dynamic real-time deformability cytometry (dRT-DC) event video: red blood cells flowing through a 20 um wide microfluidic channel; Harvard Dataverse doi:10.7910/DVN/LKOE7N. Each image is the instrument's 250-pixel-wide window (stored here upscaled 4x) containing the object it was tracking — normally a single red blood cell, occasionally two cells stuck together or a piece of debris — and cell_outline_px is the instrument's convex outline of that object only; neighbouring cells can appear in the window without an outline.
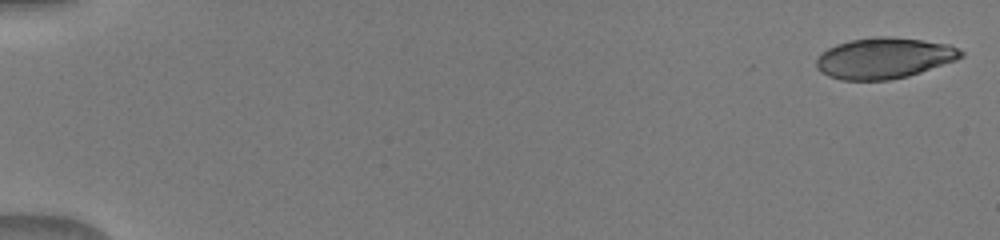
{"species": "human", "species_latin": "Homo sapiens", "temperature_condition": "warm", "stored_images_in_passage": 50, "camera_frame_rate_fps": 3000, "um_per_image_px": 0.085, "donor": {"sex": "male"}, "frame": {"image": 1, "passage_image": 1, "time_ms": 0.0, "image_size_px": [1000, 240], "cell_outline_px": [[964, 56], [956, 60], [908, 76], [888, 80], [840, 80], [828, 76], [820, 72], [816, 68], [816, 60], [820, 52], [836, 44], [852, 40], [876, 36], [892, 36], [948, 44], [964, 52]], "centroid_in_image_um": [75.11, 4.94], "position_along_channel_um": 9.9, "area_um2": 34.51}}
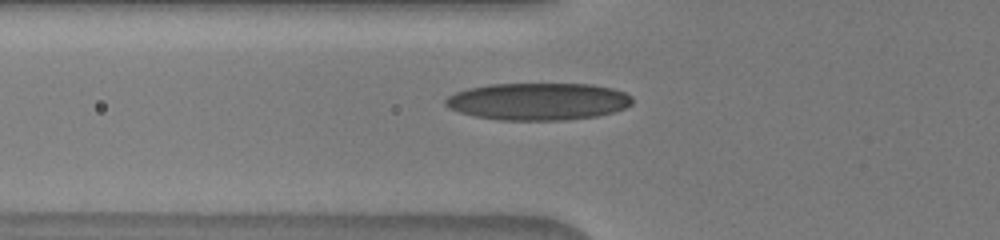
{"frame": {"image": 2, "passage_image": 19, "time_ms": 6.0, "image_size_px": [1000, 240], "cell_outline_px": [[632, 104], [624, 108], [612, 112], [596, 116], [564, 120], [500, 120], [476, 116], [460, 112], [448, 108], [444, 104], [444, 100], [448, 96], [456, 92], [468, 88], [488, 84], [592, 84], [612, 88], [624, 92], [632, 96]], "centroid_in_image_um": [45.73, 8.62], "position_along_channel_um": 80.1, "area_um2": 40.58}}
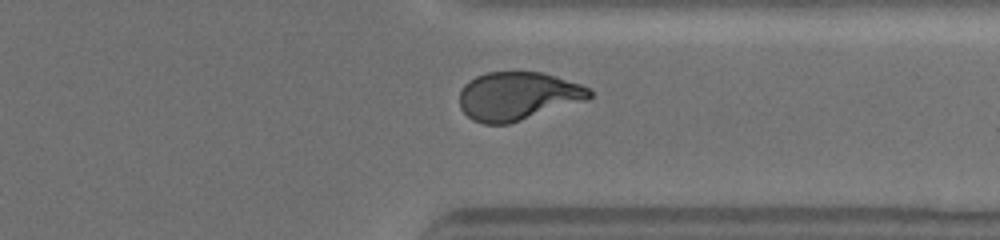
{"frame": {"image": 3, "passage_image": 40, "time_ms": 13.0, "image_size_px": [1000, 240], "cell_outline_px": [[592, 96], [588, 100], [508, 124], [484, 124], [472, 120], [460, 108], [460, 92], [464, 84], [468, 80], [476, 76], [488, 72], [540, 72], [556, 76], [580, 84], [588, 88], [592, 92]], "centroid_in_image_um": [44.0, 8.17], "position_along_channel_um": 367.4, "area_um2": 36.65}}